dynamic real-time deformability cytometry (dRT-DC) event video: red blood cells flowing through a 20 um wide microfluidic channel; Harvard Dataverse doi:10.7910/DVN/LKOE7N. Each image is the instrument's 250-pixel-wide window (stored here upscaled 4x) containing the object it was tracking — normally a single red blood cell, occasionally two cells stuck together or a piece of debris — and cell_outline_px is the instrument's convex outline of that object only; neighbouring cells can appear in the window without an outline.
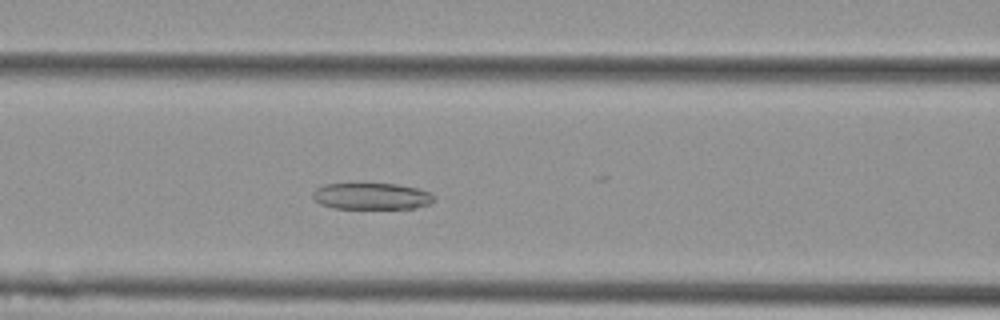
{"species": "Egyptian fruit bat (a non-hibernating species)", "species_latin": "Rousettus aegyptiacus", "temperature_condition": "cold", "stored_images_in_passage": 43, "camera_frame_rate_fps": 3000, "um_per_image_px": 0.085, "animal": {"sex": "female"}, "frame": {"image": 1, "passage_image": 14, "time_ms": 4.333, "image_size_px": [1000, 320], "cell_outline_px": [[436, 196], [428, 204], [416, 208], [332, 208], [320, 204], [312, 196], [312, 192], [316, 188], [328, 184], [396, 184], [416, 188], [428, 192]], "centroid_in_image_um": [31.56, 16.68], "position_along_channel_um": 135.0, "area_um2": 18.5}}
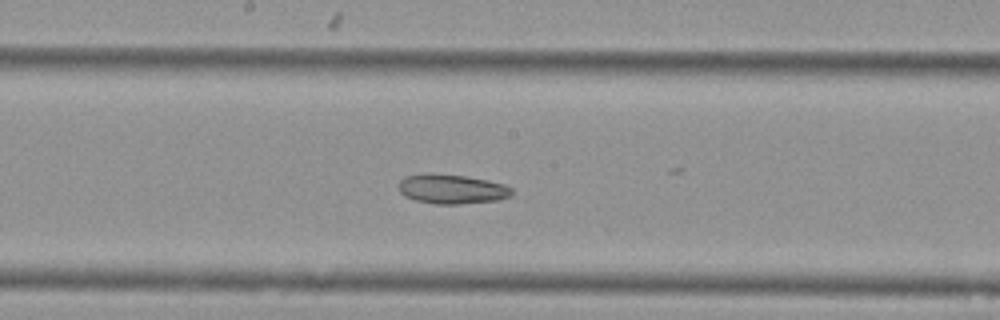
{"frame": {"image": 2, "passage_image": 20, "time_ms": 6.333, "image_size_px": [1000, 320], "cell_outline_px": [[512, 196], [500, 200], [460, 204], [436, 204], [416, 200], [404, 196], [400, 192], [400, 180], [404, 176], [432, 172], [464, 176], [488, 180], [504, 184], [512, 188]], "centroid_in_image_um": [38.42, 16.06], "position_along_channel_um": 209.8, "area_um2": 19.65}}
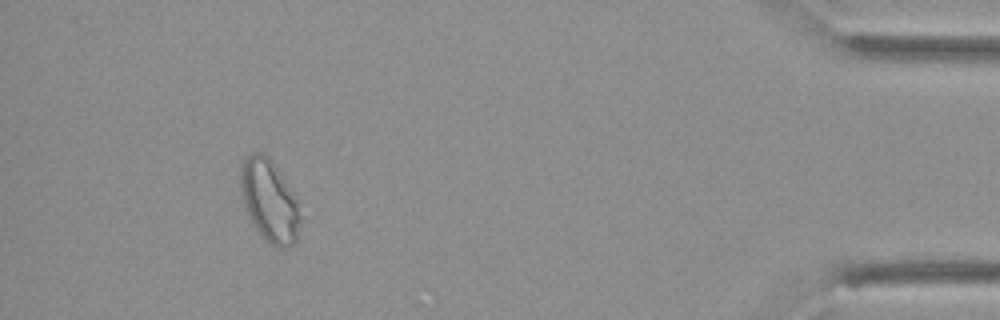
{"frame": {"image": 3, "passage_image": 41, "time_ms": 13.333, "image_size_px": [1000, 320], "cell_outline_px": [[300, 224], [296, 240], [288, 248], [280, 248], [272, 244], [256, 228], [240, 196], [240, 160], [244, 156], [252, 152], [260, 152], [268, 156], [272, 160], [296, 196], [300, 216]], "centroid_in_image_um": [22.88, 16.99], "position_along_channel_um": 412.3, "area_um2": 28.61}}